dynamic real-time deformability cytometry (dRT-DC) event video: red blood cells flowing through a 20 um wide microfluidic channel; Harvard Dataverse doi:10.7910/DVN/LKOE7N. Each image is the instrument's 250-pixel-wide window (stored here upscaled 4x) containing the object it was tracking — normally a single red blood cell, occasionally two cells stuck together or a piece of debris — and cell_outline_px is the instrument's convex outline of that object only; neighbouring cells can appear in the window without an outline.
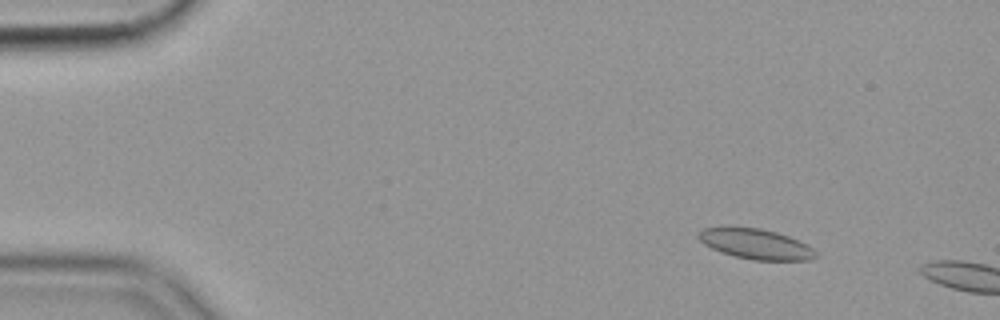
{"species": "common noctule bat (a hibernating species)", "species_latin": "Nyctalus noctula", "temperature_condition": "cold", "stored_images_in_passage": 4, "camera_frame_rate_fps": 3000, "um_per_image_px": 0.085, "animal": {"sex": "female", "body_mass_g": 19.9}, "frame": {"image": 1, "passage_image": 1, "time_ms": 0.0, "image_size_px": [1000, 320], "cell_outline_px": [[816, 256], [808, 260], [752, 260], [720, 252], [704, 244], [696, 236], [704, 228], [728, 224], [760, 228], [776, 232], [788, 236], [812, 248], [816, 252]], "centroid_in_image_um": [64.15, 20.69], "position_along_channel_um": 20.9, "area_um2": 20.92}}